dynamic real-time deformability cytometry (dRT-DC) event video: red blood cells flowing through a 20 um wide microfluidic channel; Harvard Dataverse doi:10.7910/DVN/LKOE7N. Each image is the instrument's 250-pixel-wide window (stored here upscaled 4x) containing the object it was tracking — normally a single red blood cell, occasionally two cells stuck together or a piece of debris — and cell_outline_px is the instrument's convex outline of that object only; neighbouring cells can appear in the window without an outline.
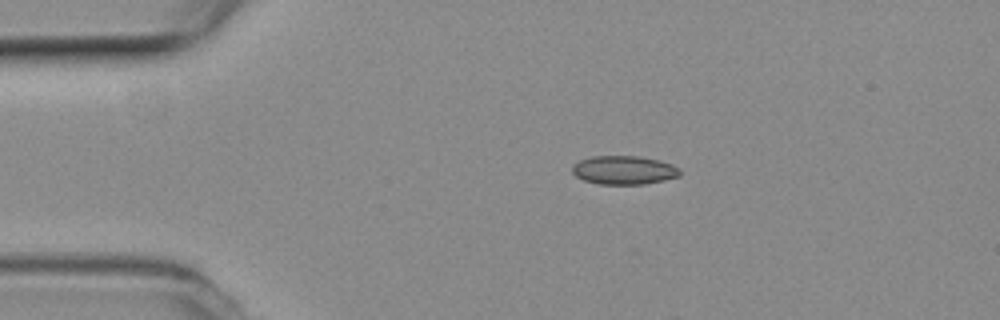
{"species": "common noctule bat (a hibernating species)", "species_latin": "Nyctalus noctula", "temperature_condition": "room temperature", "stored_images_in_passage": 4, "camera_frame_rate_fps": 3000, "um_per_image_px": 0.085, "animal": {"sex": "female", "body_mass_g": 19.3, "forearm_length_mm": 54.1}, "frame": {"image": 1, "passage_image": 1, "time_ms": 0.0, "image_size_px": [1000, 320], "cell_outline_px": [[680, 176], [664, 180], [644, 184], [600, 184], [584, 180], [576, 176], [572, 172], [572, 164], [580, 160], [592, 156], [640, 156], [660, 160], [672, 164], [680, 168]], "centroid_in_image_um": [53.04, 14.45], "position_along_channel_um": 32.0, "area_um2": 18.09}}
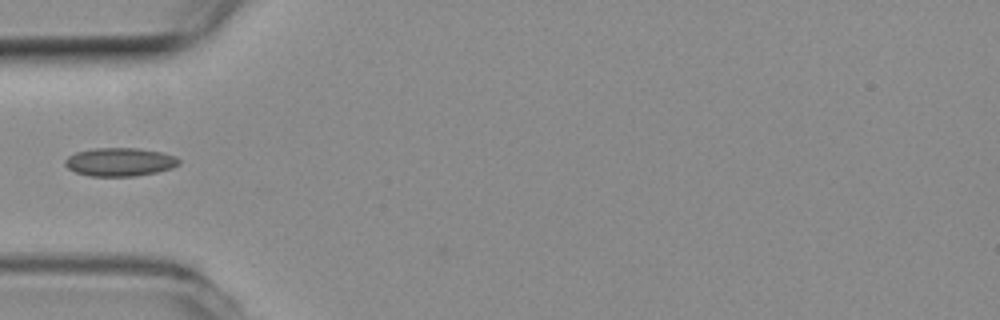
{"frame": {"image": 2, "passage_image": 3, "time_ms": 0.667, "image_size_px": [1000, 320], "cell_outline_px": [[180, 164], [172, 168], [156, 172], [136, 176], [88, 176], [76, 172], [68, 168], [64, 164], [64, 160], [68, 156], [76, 152], [96, 148], [136, 148], [160, 152], [176, 156], [180, 160]], "centroid_in_image_um": [10.18, 13.77], "position_along_channel_um": 74.8, "area_um2": 18.84}}
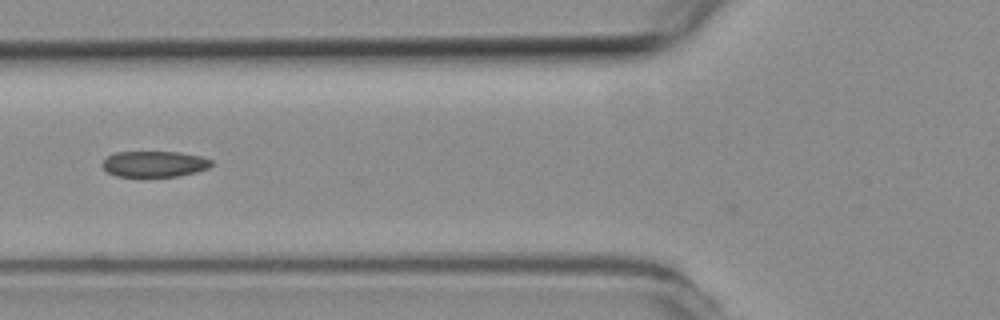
{"frame": {"image": 3, "passage_image": 4, "time_ms": 1.0, "image_size_px": [1000, 320], "cell_outline_px": [[212, 164], [208, 168], [196, 172], [180, 176], [116, 176], [108, 172], [100, 164], [108, 156], [116, 152], [180, 152], [200, 156], [212, 160]], "centroid_in_image_um": [13.13, 13.93], "position_along_channel_um": 112.7, "area_um2": 16.42}}